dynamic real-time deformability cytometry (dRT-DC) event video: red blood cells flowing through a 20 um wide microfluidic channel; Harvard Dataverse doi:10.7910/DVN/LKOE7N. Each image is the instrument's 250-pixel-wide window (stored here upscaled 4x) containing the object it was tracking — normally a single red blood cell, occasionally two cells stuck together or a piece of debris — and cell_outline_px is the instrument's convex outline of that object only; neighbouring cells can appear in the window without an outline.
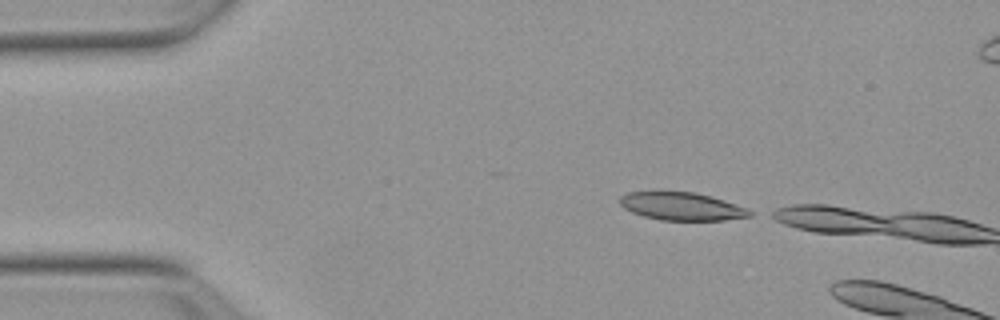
{"species": "Egyptian fruit bat (a non-hibernating species)", "species_latin": "Rousettus aegyptiacus", "temperature_condition": "warm", "stored_images_in_passage": 3, "camera_frame_rate_fps": 3000, "um_per_image_px": 0.085, "animal": {"sex": "female"}, "frame": {"image": 1, "passage_image": 1, "time_ms": 0.0, "image_size_px": [1000, 320], "cell_outline_px": [[752, 216], [724, 220], [660, 220], [644, 216], [632, 212], [624, 208], [620, 204], [620, 196], [628, 192], [696, 192], [712, 196], [724, 200], [744, 208], [752, 212]], "centroid_in_image_um": [57.93, 17.54], "position_along_channel_um": 27.1, "area_um2": 20.92}}